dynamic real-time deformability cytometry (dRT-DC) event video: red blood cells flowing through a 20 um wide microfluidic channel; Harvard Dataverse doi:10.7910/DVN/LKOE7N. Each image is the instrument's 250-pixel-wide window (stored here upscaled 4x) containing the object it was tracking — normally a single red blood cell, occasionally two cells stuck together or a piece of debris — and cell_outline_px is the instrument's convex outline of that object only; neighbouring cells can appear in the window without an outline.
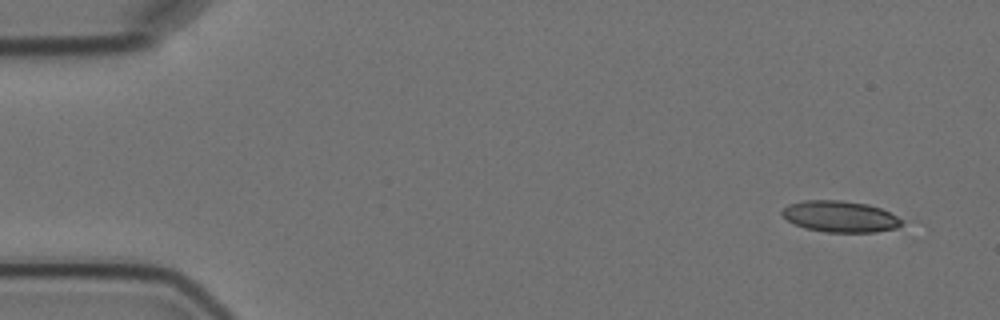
{"species": "Egyptian fruit bat (a non-hibernating species)", "species_latin": "Rousettus aegyptiacus", "temperature_condition": "cold", "stored_images_in_passage": 5, "camera_frame_rate_fps": 3000, "um_per_image_px": 0.085, "animal": {"sex": "female"}, "frame": {"image": 1, "passage_image": 1, "time_ms": 0.0, "image_size_px": [1000, 320], "cell_outline_px": [[904, 220], [896, 228], [876, 232], [828, 232], [804, 228], [788, 220], [780, 212], [788, 204], [804, 200], [840, 200], [868, 204], [880, 208]], "centroid_in_image_um": [71.4, 18.4], "position_along_channel_um": 13.6, "area_um2": 21.68}}